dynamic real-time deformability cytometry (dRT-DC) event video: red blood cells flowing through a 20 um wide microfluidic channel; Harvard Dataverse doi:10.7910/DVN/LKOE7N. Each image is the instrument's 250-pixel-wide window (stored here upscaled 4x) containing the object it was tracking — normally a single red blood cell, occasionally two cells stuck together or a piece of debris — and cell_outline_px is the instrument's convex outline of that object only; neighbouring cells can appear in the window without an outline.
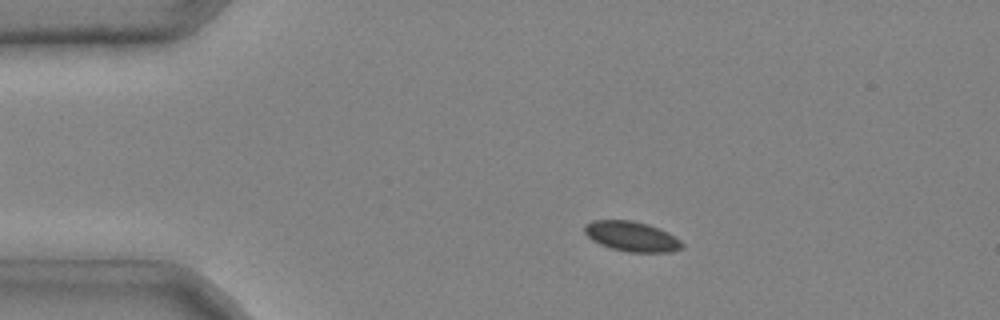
{"species": "common noctule bat (a hibernating species)", "species_latin": "Nyctalus noctula", "temperature_condition": "cold", "stored_images_in_passage": 3, "camera_frame_rate_fps": 3000, "um_per_image_px": 0.085, "animal": {"sex": "male", "body_mass_g": 20.4}, "frame": {"image": 1, "passage_image": 2, "time_ms": 0.333, "image_size_px": [1000, 320], "cell_outline_px": [[684, 248], [672, 252], [628, 252], [612, 248], [600, 244], [592, 240], [584, 232], [584, 224], [592, 220], [632, 220], [648, 224], [660, 228], [668, 232], [680, 240], [684, 244]], "centroid_in_image_um": [53.71, 20.09], "position_along_channel_um": 31.3, "area_um2": 17.22}}